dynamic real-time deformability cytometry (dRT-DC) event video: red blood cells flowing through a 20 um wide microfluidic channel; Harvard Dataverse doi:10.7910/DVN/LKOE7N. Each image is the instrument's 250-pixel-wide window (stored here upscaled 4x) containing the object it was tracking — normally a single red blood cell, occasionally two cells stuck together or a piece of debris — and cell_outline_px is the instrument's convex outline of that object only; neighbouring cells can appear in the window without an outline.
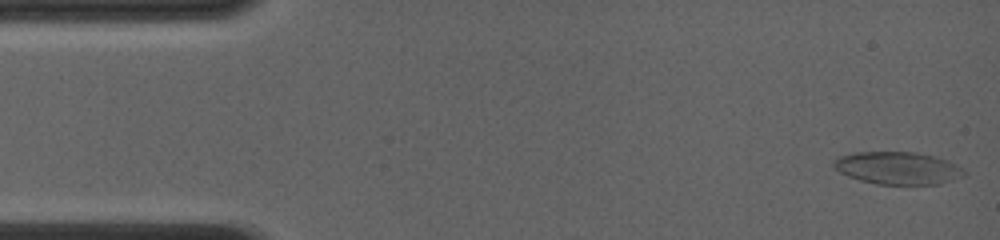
{"species": "common noctule bat (a hibernating species)", "species_latin": "Nyctalus noctula", "temperature_condition": "room temperature", "stored_images_in_passage": 61, "camera_frame_rate_fps": 4000, "um_per_image_px": 0.085, "animal": {"sex": "female", "body_mass_g": 19.0, "forearm_length_mm": 56.7}, "frame": {"image": 1, "passage_image": 1, "time_ms": 0.0, "image_size_px": [1000, 240], "cell_outline_px": [[964, 176], [940, 184], [876, 184], [860, 180], [848, 176], [832, 168], [832, 160], [840, 156], [852, 152], [916, 152], [936, 156], [960, 168], [964, 172]], "centroid_in_image_um": [76.23, 14.28], "position_along_channel_um": 8.8, "area_um2": 24.62}}
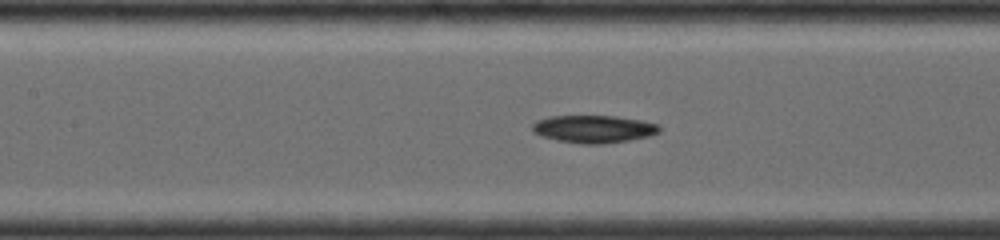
{"frame": {"image": 2, "passage_image": 27, "time_ms": 6.5, "image_size_px": [1000, 240], "cell_outline_px": [[660, 132], [648, 136], [628, 140], [604, 144], [584, 144], [556, 140], [540, 136], [532, 132], [532, 124], [536, 120], [548, 116], [616, 116], [640, 120], [660, 124]], "centroid_in_image_um": [50.43, 10.96], "position_along_channel_um": 157.0, "area_um2": 20.58}}
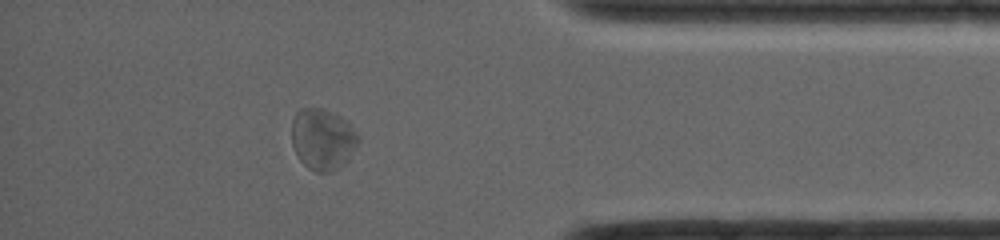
{"frame": {"image": 3, "passage_image": 53, "time_ms": 13.0, "image_size_px": [1000, 240], "cell_outline_px": [[360, 140], [348, 160], [344, 164], [328, 172], [316, 172], [308, 168], [300, 160], [292, 144], [292, 120], [296, 112], [300, 108], [324, 108], [348, 120], [360, 136]], "centroid_in_image_um": [27.45, 11.81], "position_along_channel_um": 407.8, "area_um2": 23.99}, "authors_computed_cell_mechanics": {"area_um2": 21.6172, "velocity_mm_per_s": 4.0728, "shape_relaxation_time_tau1_ms": 2.4719, "shape_relaxation_time_tau2_ms": 7.4755, "deformation_change_tau1": 0.102, "deformation_change_tau2": 0.1634}}